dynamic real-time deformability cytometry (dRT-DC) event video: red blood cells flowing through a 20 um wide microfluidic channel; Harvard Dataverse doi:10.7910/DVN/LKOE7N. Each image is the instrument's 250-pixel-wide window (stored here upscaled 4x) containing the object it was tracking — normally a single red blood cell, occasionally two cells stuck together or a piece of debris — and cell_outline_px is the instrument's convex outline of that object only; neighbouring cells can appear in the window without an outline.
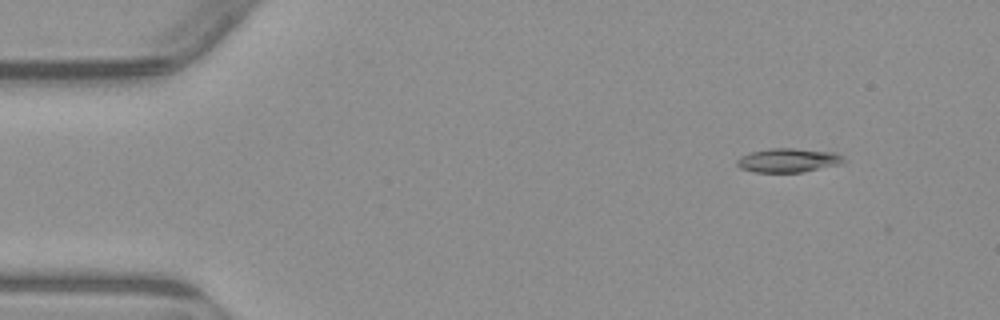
{"species": "common noctule bat (a hibernating species)", "species_latin": "Nyctalus noctula", "temperature_condition": "warm", "stored_images_in_passage": 5, "camera_frame_rate_fps": 3000, "um_per_image_px": 0.085, "animal": {"sex": "male", "body_mass_g": 23.1, "forearm_length_mm": 52.7}, "frame": {"image": 1, "passage_image": 2, "time_ms": 1.0, "image_size_px": [1000, 320], "cell_outline_px": [[848, 160], [840, 164], [804, 172], [752, 172], [740, 168], [736, 164], [736, 160], [740, 156], [748, 152], [768, 148], [792, 148], [836, 152], [844, 156]], "centroid_in_image_um": [67.0, 13.62], "position_along_channel_um": 18.0, "area_um2": 15.26}}
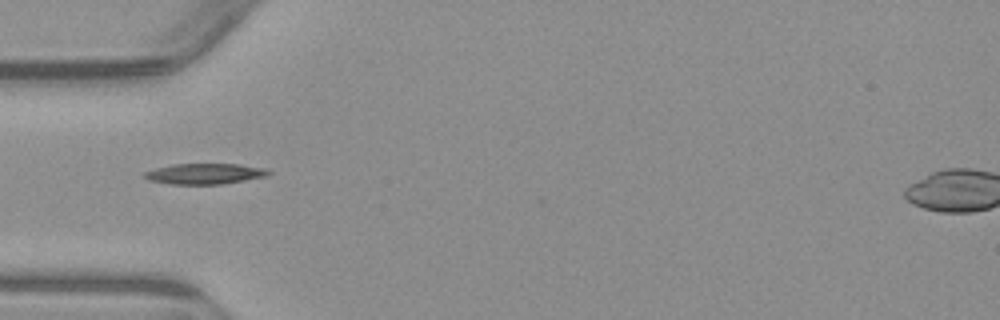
{"frame": {"image": 2, "passage_image": 5, "time_ms": 4.667, "image_size_px": [1000, 320], "cell_outline_px": [[272, 172], [268, 176], [220, 184], [168, 184], [148, 180], [144, 176], [144, 172], [156, 168], [172, 164], [236, 164], [264, 168]], "centroid_in_image_um": [17.39, 14.77], "position_along_channel_um": 67.6, "area_um2": 14.85}}